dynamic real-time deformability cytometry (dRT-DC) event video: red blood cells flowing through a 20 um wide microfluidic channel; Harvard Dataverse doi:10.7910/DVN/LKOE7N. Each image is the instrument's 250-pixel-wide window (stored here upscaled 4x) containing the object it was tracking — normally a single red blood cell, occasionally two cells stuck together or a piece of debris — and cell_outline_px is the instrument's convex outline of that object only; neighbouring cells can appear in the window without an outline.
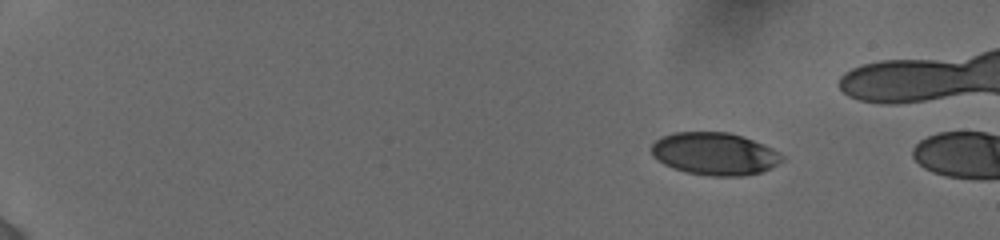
{"species": "human", "species_latin": "Homo sapiens", "temperature_condition": "cold", "stored_images_in_passage": 8, "camera_frame_rate_fps": 3000, "um_per_image_px": 0.085, "donor": {"sex": "female"}, "frame": {"image": 1, "passage_image": 1, "time_ms": 0.0, "image_size_px": [1000, 240], "cell_outline_px": [[784, 160], [760, 172], [740, 176], [712, 176], [684, 172], [672, 168], [664, 164], [652, 156], [652, 144], [660, 136], [672, 132], [728, 132], [752, 140], [772, 148], [780, 152], [784, 156]], "centroid_in_image_um": [60.71, 13.07], "position_along_channel_um": 24.3, "area_um2": 32.31}}